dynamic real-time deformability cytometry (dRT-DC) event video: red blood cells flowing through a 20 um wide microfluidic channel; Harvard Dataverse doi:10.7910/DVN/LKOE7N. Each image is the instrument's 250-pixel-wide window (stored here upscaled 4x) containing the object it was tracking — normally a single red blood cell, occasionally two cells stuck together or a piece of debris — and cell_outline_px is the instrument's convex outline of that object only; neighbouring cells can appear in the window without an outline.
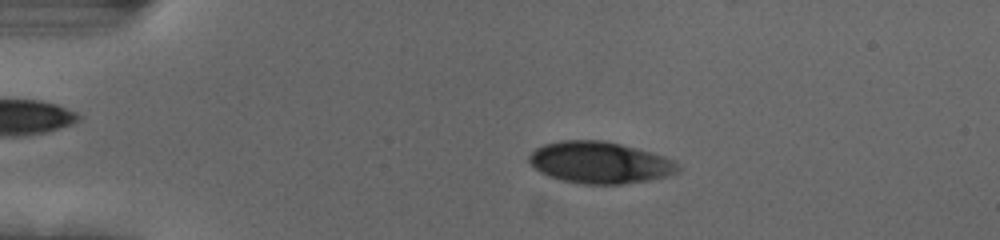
{"species": "human", "species_latin": "Homo sapiens", "temperature_condition": "cold", "stored_images_in_passage": 54, "camera_frame_rate_fps": 3000, "um_per_image_px": 0.085, "donor": {"sex": "female"}, "frame": {"image": 1, "passage_image": 11, "time_ms": 3.333, "image_size_px": [1000, 240], "cell_outline_px": [[680, 172], [668, 176], [648, 180], [620, 184], [584, 184], [560, 180], [548, 176], [540, 172], [528, 160], [528, 156], [536, 148], [544, 144], [560, 140], [604, 140], [620, 144], [664, 156], [676, 160], [680, 168]], "centroid_in_image_um": [51.0, 13.82], "position_along_channel_um": 34.0, "area_um2": 36.24}}
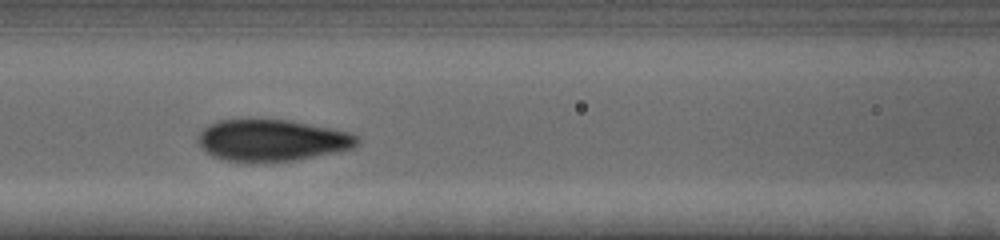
{"frame": {"image": 2, "passage_image": 24, "time_ms": 7.667, "image_size_px": [1000, 240], "cell_outline_px": [[360, 144], [352, 148], [296, 160], [224, 160], [212, 156], [196, 140], [196, 136], [208, 124], [216, 120], [288, 120], [348, 132], [356, 136], [360, 140]], "centroid_in_image_um": [23.09, 11.9], "position_along_channel_um": 143.5, "area_um2": 37.69}}
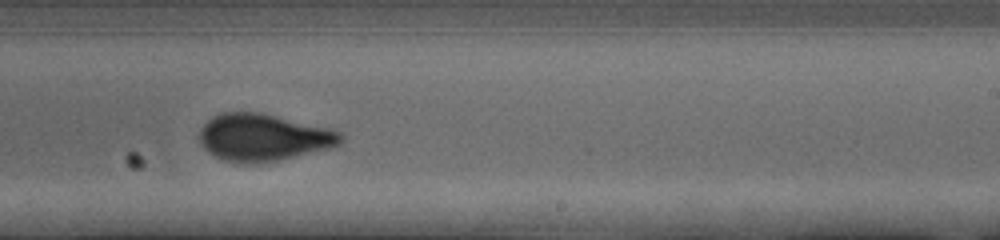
{"frame": {"image": 3, "passage_image": 34, "time_ms": 11.0, "image_size_px": [1000, 240], "cell_outline_px": [[344, 140], [336, 148], [276, 160], [224, 160], [208, 152], [204, 148], [196, 136], [200, 128], [212, 116], [220, 112], [260, 112], [328, 128], [340, 132], [344, 136]], "centroid_in_image_um": [22.4, 11.64], "position_along_channel_um": 266.6, "area_um2": 38.32}, "authors_computed_cell_mechanics": {"area_um2": 37.5989, "velocity_mm_per_s": 3.7129, "shape_relaxation_time_tau1_ms": 4.6841, "shape_relaxation_time_tau2_ms": null, "deformation_change_tau1": 0.1577, "deformation_change_tau2": null}}